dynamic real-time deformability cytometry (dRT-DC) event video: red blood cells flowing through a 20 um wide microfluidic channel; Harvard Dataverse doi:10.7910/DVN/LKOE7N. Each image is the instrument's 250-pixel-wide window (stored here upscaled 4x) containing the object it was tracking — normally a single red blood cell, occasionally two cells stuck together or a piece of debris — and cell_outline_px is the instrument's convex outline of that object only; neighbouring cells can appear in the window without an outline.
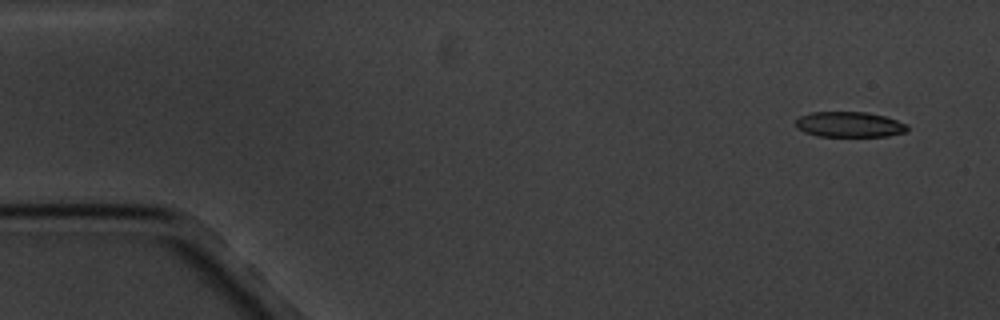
{"species": "common noctule bat (a hibernating species)", "species_latin": "Nyctalus noctula", "temperature_condition": "cold", "stored_images_in_passage": 4, "camera_frame_rate_fps": 3000, "um_per_image_px": 0.085, "animal": {"sex": "male", "body_mass_g": 20.1, "forearm_length_mm": 53.5}, "frame": {"image": 1, "passage_image": 1, "time_ms": 0.0, "image_size_px": [1000, 320], "cell_outline_px": [[908, 128], [904, 132], [888, 136], [816, 136], [804, 132], [796, 128], [796, 120], [800, 116], [812, 112], [868, 112], [884, 116], [908, 124]], "centroid_in_image_um": [72.18, 10.58], "position_along_channel_um": 12.8, "area_um2": 16.53}}